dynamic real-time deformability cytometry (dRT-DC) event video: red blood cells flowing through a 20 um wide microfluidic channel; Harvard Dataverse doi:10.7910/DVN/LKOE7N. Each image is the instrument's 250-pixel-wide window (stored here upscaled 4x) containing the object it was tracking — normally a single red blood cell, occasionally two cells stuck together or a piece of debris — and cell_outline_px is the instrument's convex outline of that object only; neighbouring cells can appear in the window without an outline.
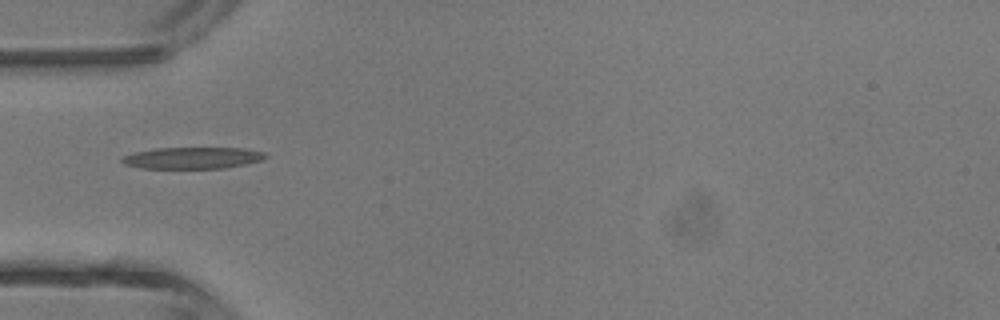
{"species": "common noctule bat (a hibernating species)", "species_latin": "Nyctalus noctula", "temperature_condition": "room temperature", "stored_images_in_passage": 5, "camera_frame_rate_fps": 3000, "um_per_image_px": 0.085, "animal": {"sex": "male", "body_mass_g": 13.3}, "frame": {"image": 1, "passage_image": 3, "time_ms": 2.333, "image_size_px": [1000, 320], "cell_outline_px": [[268, 156], [260, 160], [244, 164], [224, 168], [140, 168], [124, 164], [120, 160], [124, 156], [136, 152], [156, 148], [240, 148], [264, 152]], "centroid_in_image_um": [16.34, 13.42], "position_along_channel_um": 68.7, "area_um2": 17.8}}
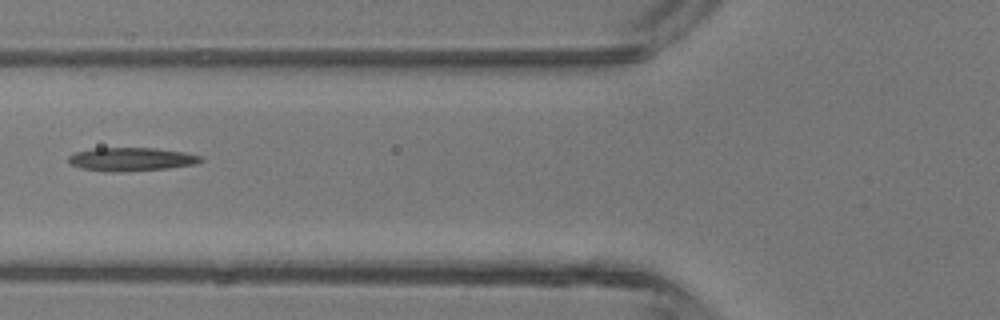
{"frame": {"image": 2, "passage_image": 4, "time_ms": 3.333, "image_size_px": [1000, 320], "cell_outline_px": [[204, 160], [196, 164], [168, 168], [120, 172], [104, 172], [80, 168], [68, 164], [68, 156], [76, 152], [96, 148], [156, 148], [184, 152], [200, 156]], "centroid_in_image_um": [11.13, 13.54], "position_along_channel_um": 114.7, "area_um2": 18.21}}
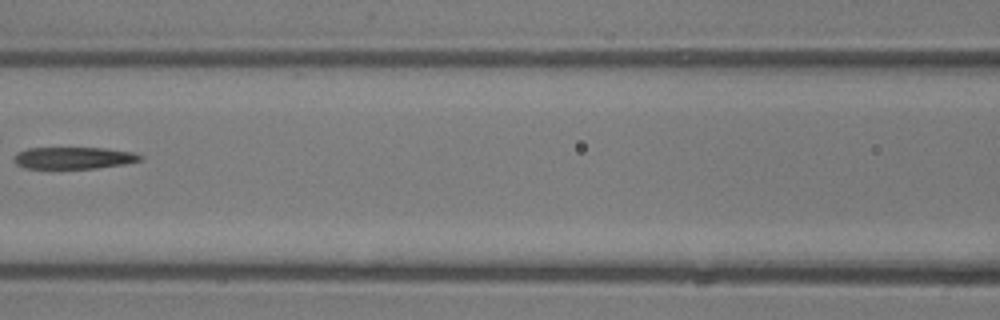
{"frame": {"image": 3, "passage_image": 5, "time_ms": 4.333, "image_size_px": [1000, 320], "cell_outline_px": [[140, 160], [124, 164], [96, 168], [24, 168], [16, 164], [16, 152], [28, 148], [104, 148], [132, 152], [140, 156]], "centroid_in_image_um": [6.23, 13.42], "position_along_channel_um": 160.4, "area_um2": 15.78}}